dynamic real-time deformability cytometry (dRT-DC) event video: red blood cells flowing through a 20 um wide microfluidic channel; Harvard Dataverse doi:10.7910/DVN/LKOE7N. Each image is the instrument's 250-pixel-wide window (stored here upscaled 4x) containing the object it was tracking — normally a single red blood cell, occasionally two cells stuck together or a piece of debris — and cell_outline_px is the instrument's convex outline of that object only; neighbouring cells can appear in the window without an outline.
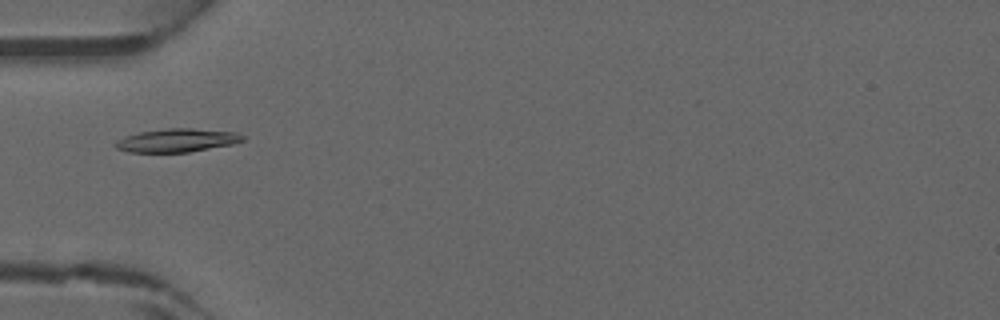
{"species": "common noctule bat (a hibernating species)", "species_latin": "Nyctalus noctula", "temperature_condition": "warm", "stored_images_in_passage": 33, "camera_frame_rate_fps": 3000, "um_per_image_px": 0.085, "animal": {"sex": "male", "forearm_length_mm": 52.5}, "frame": {"image": 1, "passage_image": 3, "time_ms": 0.667, "image_size_px": [1000, 320], "cell_outline_px": [[244, 140], [232, 144], [188, 152], [128, 152], [116, 148], [112, 144], [116, 140], [124, 136], [140, 132], [168, 128], [192, 128], [236, 132], [244, 136]], "centroid_in_image_um": [15.0, 11.92], "position_along_channel_um": 70.0, "area_um2": 17.34}}
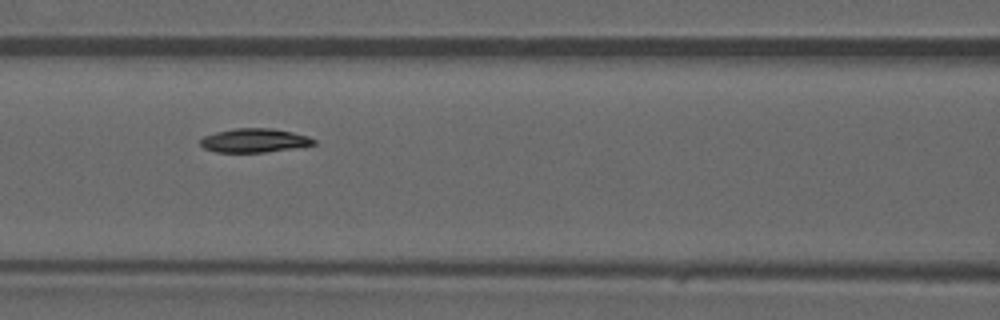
{"frame": {"image": 2, "passage_image": 8, "time_ms": 2.333, "image_size_px": [1000, 320], "cell_outline_px": [[316, 144], [292, 148], [264, 152], [216, 152], [204, 148], [200, 144], [200, 140], [204, 136], [216, 132], [236, 128], [272, 128], [292, 132], [308, 136], [316, 140]], "centroid_in_image_um": [21.61, 11.93], "position_along_channel_um": 145.0, "area_um2": 15.66}}
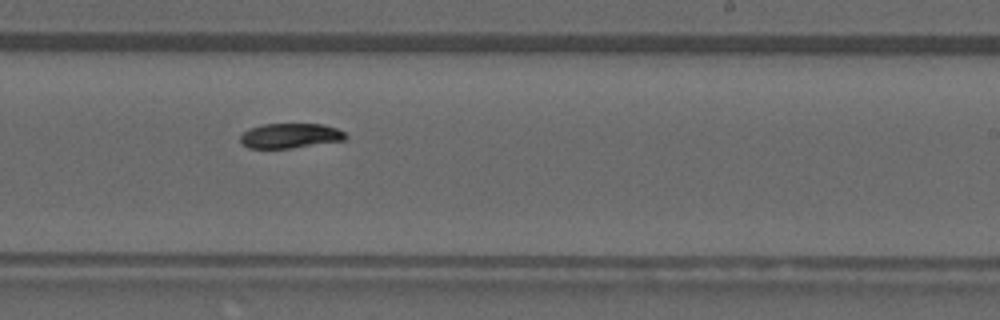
{"frame": {"image": 3, "passage_image": 16, "time_ms": 5.0, "image_size_px": [1000, 320], "cell_outline_px": [[348, 136], [344, 140], [292, 148], [248, 148], [240, 140], [240, 136], [244, 132], [252, 128], [264, 124], [324, 124], [336, 128], [344, 132]], "centroid_in_image_um": [24.7, 11.54], "position_along_channel_um": 264.3, "area_um2": 15.09}}